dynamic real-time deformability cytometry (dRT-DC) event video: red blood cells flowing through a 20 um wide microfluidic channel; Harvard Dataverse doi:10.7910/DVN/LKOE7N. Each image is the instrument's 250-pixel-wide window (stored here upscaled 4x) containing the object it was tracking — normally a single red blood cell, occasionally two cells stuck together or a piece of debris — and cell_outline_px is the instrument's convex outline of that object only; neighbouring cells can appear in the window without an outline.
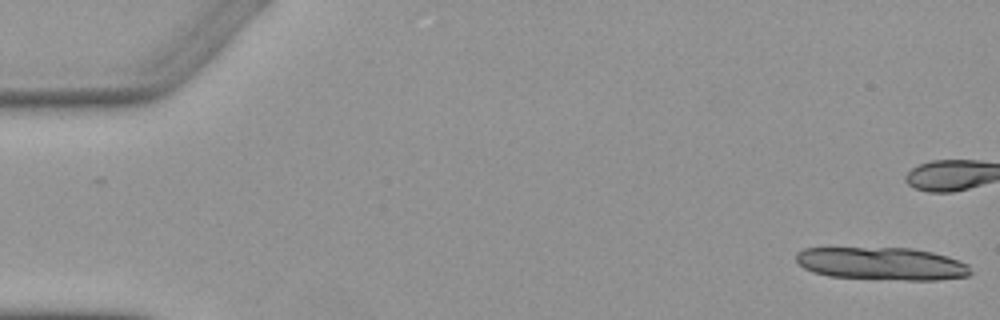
{"species": "Egyptian fruit bat (a non-hibernating species)", "species_latin": "Rousettus aegyptiacus", "temperature_condition": "warm", "stored_images_in_passage": 6, "camera_frame_rate_fps": 3000, "um_per_image_px": 0.085, "animal": {"sex": "female"}, "frame": {"image": 1, "passage_image": 1, "time_ms": 0.0, "image_size_px": [1000, 320], "cell_outline_px": [[972, 272], [968, 276], [940, 280], [908, 280], [828, 276], [812, 272], [804, 268], [796, 260], [796, 252], [804, 248], [912, 248], [932, 252], [948, 256], [960, 260], [968, 264]], "centroid_in_image_um": [74.98, 22.41], "position_along_channel_um": 10.0, "area_um2": 33.41}}
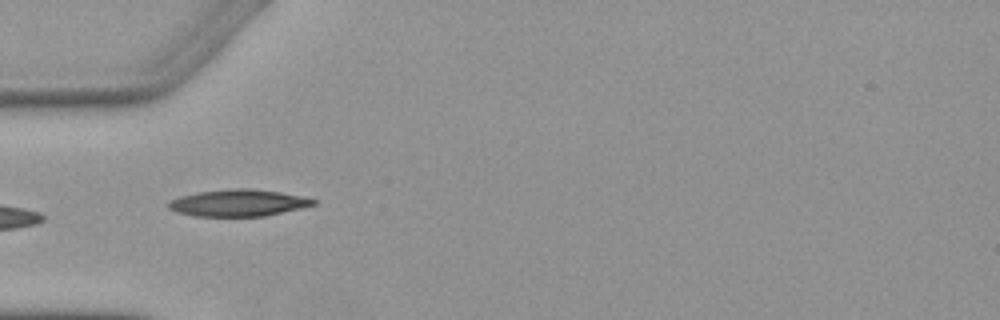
{"frame": {"image": 2, "passage_image": 6, "time_ms": 6.0, "image_size_px": [1000, 320], "cell_outline_px": [[316, 204], [304, 208], [264, 216], [196, 216], [176, 212], [168, 208], [164, 204], [168, 200], [180, 196], [196, 192], [236, 188], [248, 188], [280, 192], [300, 196], [316, 200]], "centroid_in_image_um": [20.2, 17.25], "position_along_channel_um": 64.8, "area_um2": 22.77}}